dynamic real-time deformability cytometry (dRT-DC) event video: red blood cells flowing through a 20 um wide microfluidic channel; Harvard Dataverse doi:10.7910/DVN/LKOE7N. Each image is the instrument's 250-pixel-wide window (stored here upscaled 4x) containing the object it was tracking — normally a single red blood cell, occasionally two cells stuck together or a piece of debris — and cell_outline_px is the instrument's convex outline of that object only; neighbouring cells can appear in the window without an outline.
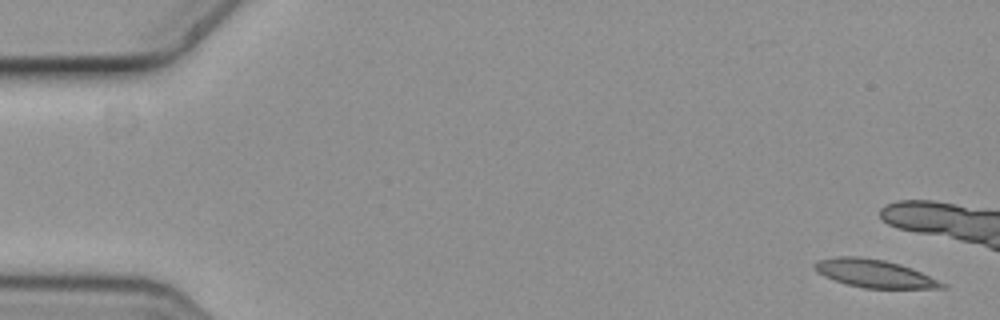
{"species": "common noctule bat (a hibernating species)", "species_latin": "Nyctalus noctula", "temperature_condition": "cold", "stored_images_in_passage": 5, "camera_frame_rate_fps": 3000, "um_per_image_px": 0.085, "animal": {"sex": "female", "body_mass_g": 19.3, "forearm_length_mm": 54.1}, "frame": {"image": 1, "passage_image": 1, "time_ms": 0.0, "image_size_px": [1000, 320], "cell_outline_px": [[948, 288], [864, 288], [848, 284], [824, 276], [816, 272], [812, 268], [812, 264], [816, 260], [840, 256], [860, 256], [884, 260], [900, 264], [912, 268], [948, 284]], "centroid_in_image_um": [74.31, 23.24], "position_along_channel_um": 10.7, "area_um2": 20.87}}